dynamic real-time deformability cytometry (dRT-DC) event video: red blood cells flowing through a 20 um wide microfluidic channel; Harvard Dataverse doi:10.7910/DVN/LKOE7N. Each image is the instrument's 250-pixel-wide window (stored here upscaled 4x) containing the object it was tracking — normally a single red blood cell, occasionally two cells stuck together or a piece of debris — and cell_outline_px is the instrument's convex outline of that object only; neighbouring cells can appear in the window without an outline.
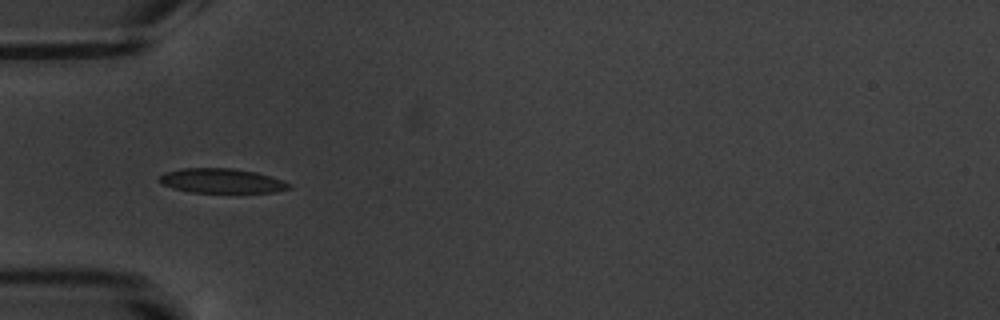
{"species": "common noctule bat (a hibernating species)", "species_latin": "Nyctalus noctula", "temperature_condition": "warm", "stored_images_in_passage": 5, "camera_frame_rate_fps": 3000, "um_per_image_px": 0.085, "animal": {"sex": "male", "body_mass_g": 20.1, "forearm_length_mm": 53.5}, "frame": {"image": 1, "passage_image": 4, "time_ms": 4.667, "image_size_px": [1000, 320], "cell_outline_px": [[292, 188], [276, 192], [192, 192], [172, 188], [160, 184], [156, 180], [156, 176], [164, 172], [180, 168], [236, 168], [256, 172], [284, 180], [292, 184]], "centroid_in_image_um": [18.8, 15.36], "position_along_channel_um": 66.2, "area_um2": 18.96}}